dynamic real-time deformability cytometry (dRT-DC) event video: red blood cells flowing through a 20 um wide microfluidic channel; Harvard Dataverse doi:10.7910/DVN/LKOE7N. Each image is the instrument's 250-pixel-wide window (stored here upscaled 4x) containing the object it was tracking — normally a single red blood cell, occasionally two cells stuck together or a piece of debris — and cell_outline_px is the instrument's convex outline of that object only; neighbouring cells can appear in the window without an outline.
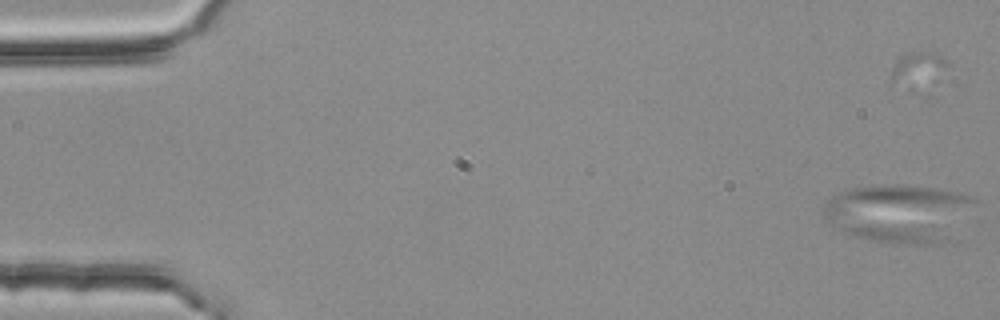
{"species": "common noctule bat (a hibernating species)", "species_latin": "Nyctalus noctula", "temperature_condition": "room temperature", "stored_images_in_passage": 5, "camera_frame_rate_fps": 3000, "um_per_image_px": 0.085, "animal": {"sex": "female", "body_mass_g": 25.1}, "frame": {"image": 1, "passage_image": 1, "time_ms": 0.0, "image_size_px": [1000, 320], "cell_outline_px": [[980, 200], [940, 240], [932, 244], [908, 244], [872, 240], [856, 236], [836, 228], [824, 216], [824, 208], [828, 200], [832, 196], [840, 192], [852, 188], [876, 184], [900, 184], [936, 188], [964, 192]], "centroid_in_image_um": [76.36, 18.05], "position_along_channel_um": 8.6, "area_um2": 50.17}}